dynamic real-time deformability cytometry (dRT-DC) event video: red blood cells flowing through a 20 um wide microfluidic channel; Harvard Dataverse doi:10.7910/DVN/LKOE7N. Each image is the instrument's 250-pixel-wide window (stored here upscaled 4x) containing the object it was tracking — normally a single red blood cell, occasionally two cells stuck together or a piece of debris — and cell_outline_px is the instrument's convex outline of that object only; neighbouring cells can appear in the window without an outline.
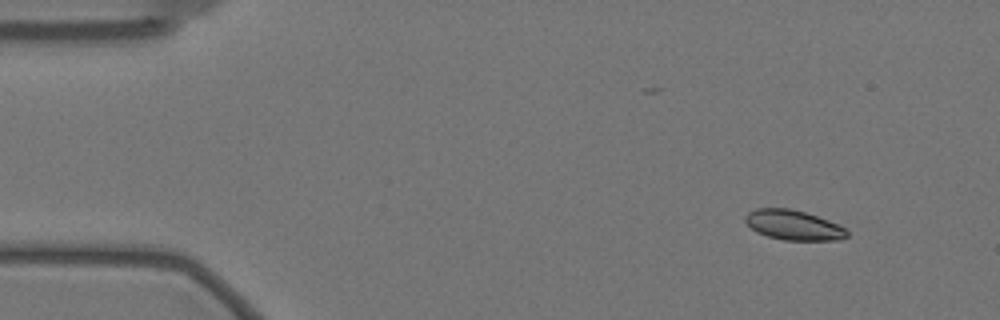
{"species": "Egyptian fruit bat (a non-hibernating species)", "species_latin": "Rousettus aegyptiacus", "temperature_condition": "warm", "stored_images_in_passage": 54, "camera_frame_rate_fps": 3000, "um_per_image_px": 0.085, "animal": {"sex": "female"}, "frame": {"image": 1, "passage_image": 1, "time_ms": 0.0, "image_size_px": [1000, 320], "cell_outline_px": [[848, 236], [840, 240], [784, 240], [768, 236], [756, 232], [744, 220], [744, 216], [748, 212], [756, 208], [792, 208], [828, 220], [844, 228], [848, 232]], "centroid_in_image_um": [67.42, 19.13], "position_along_channel_um": 17.6, "area_um2": 17.63}}
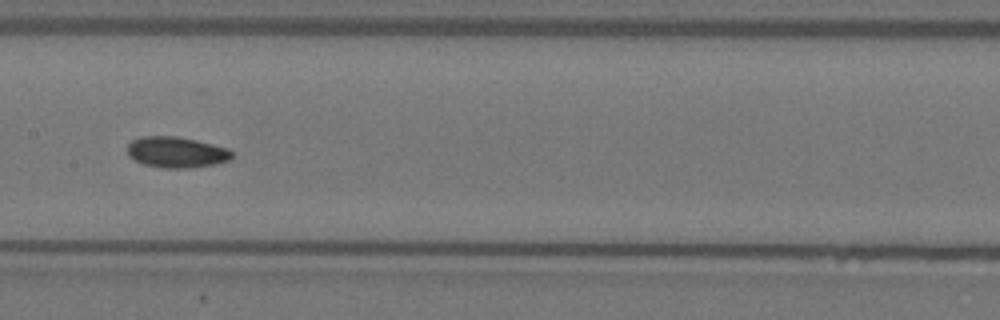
{"frame": {"image": 2, "passage_image": 24, "time_ms": 7.667, "image_size_px": [1000, 320], "cell_outline_px": [[236, 152], [232, 160], [192, 168], [160, 168], [144, 164], [128, 156], [128, 144], [132, 140], [140, 136], [176, 136], [196, 140], [228, 148]], "centroid_in_image_um": [15.03, 12.94], "position_along_channel_um": 192.4, "area_um2": 19.07}}
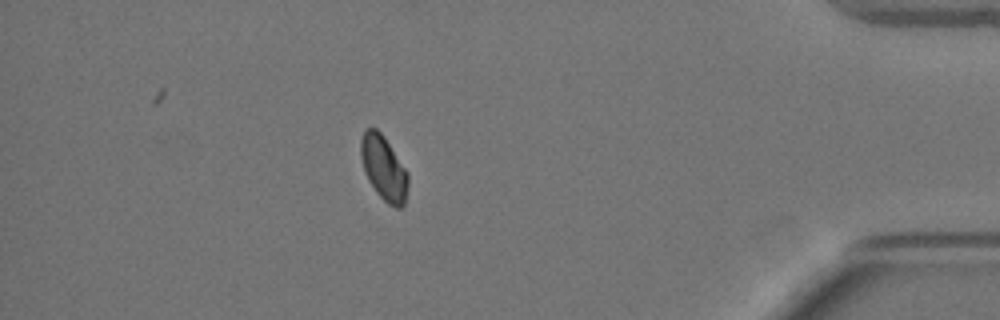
{"frame": {"image": 3, "passage_image": 46, "time_ms": 15.0, "image_size_px": [1000, 320], "cell_outline_px": [[408, 184], [404, 204], [400, 208], [396, 208], [388, 204], [376, 192], [368, 180], [364, 172], [360, 156], [360, 140], [364, 132], [368, 128], [376, 128], [384, 136], [408, 172]], "centroid_in_image_um": [32.61, 14.28], "position_along_channel_um": 402.6, "area_um2": 17.8}}